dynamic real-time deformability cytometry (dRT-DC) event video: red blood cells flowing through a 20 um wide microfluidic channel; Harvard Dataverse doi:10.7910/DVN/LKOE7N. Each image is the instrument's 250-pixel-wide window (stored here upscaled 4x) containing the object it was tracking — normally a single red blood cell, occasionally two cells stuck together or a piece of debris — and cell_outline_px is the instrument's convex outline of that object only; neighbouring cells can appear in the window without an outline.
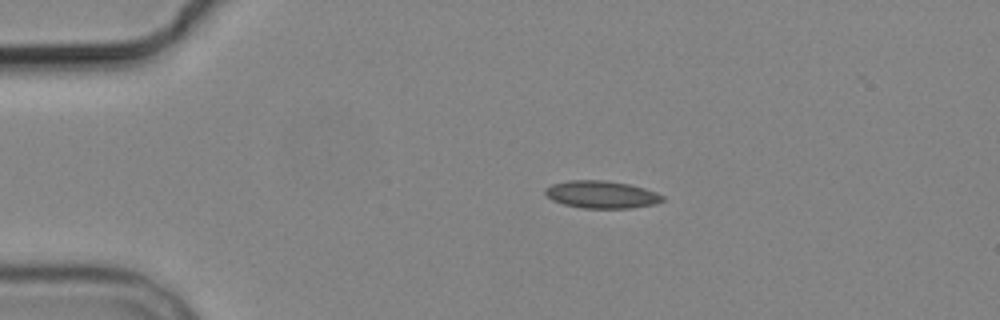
{"species": "common noctule bat (a hibernating species)", "species_latin": "Nyctalus noctula", "temperature_condition": "cold", "stored_images_in_passage": 5, "camera_frame_rate_fps": 3000, "um_per_image_px": 0.085, "animal": {"sex": "male", "body_mass_g": 19.2, "forearm_length_mm": 51.8}, "frame": {"image": 1, "passage_image": 1, "time_ms": 0.0, "image_size_px": [1000, 320], "cell_outline_px": [[664, 200], [656, 204], [632, 208], [584, 208], [564, 204], [552, 200], [544, 192], [544, 188], [552, 184], [568, 180], [604, 180], [628, 184], [644, 188], [656, 192], [664, 196]], "centroid_in_image_um": [51.13, 16.53], "position_along_channel_um": 33.9, "area_um2": 18.79}}
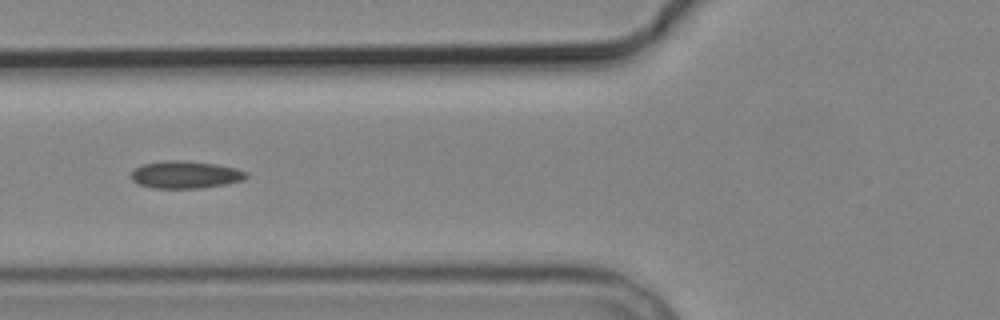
{"frame": {"image": 2, "passage_image": 4, "time_ms": 3.333, "image_size_px": [1000, 320], "cell_outline_px": [[248, 176], [244, 180], [204, 188], [152, 188], [136, 184], [132, 180], [132, 172], [140, 164], [172, 160], [180, 160], [216, 164], [236, 168], [248, 172]], "centroid_in_image_um": [15.76, 14.85], "position_along_channel_um": 110.0, "area_um2": 18.44}}
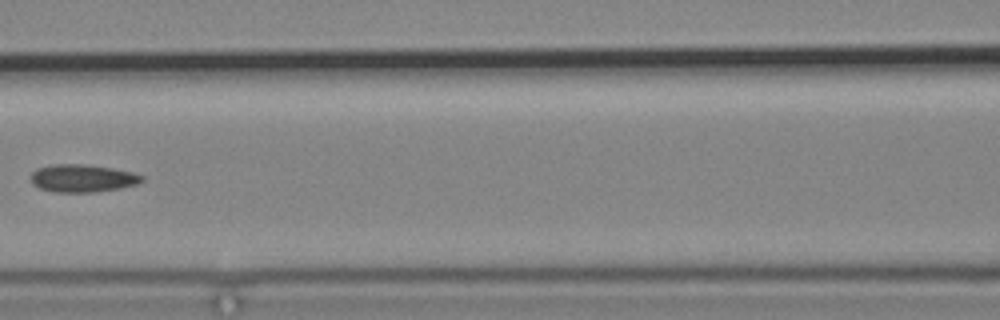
{"frame": {"image": 3, "passage_image": 5, "time_ms": 4.667, "image_size_px": [1000, 320], "cell_outline_px": [[144, 180], [140, 184], [120, 188], [92, 192], [56, 192], [40, 188], [32, 184], [32, 172], [36, 168], [52, 164], [84, 164], [112, 168], [132, 172], [144, 176]], "centroid_in_image_um": [7.04, 15.15], "position_along_channel_um": 159.6, "area_um2": 17.98}}